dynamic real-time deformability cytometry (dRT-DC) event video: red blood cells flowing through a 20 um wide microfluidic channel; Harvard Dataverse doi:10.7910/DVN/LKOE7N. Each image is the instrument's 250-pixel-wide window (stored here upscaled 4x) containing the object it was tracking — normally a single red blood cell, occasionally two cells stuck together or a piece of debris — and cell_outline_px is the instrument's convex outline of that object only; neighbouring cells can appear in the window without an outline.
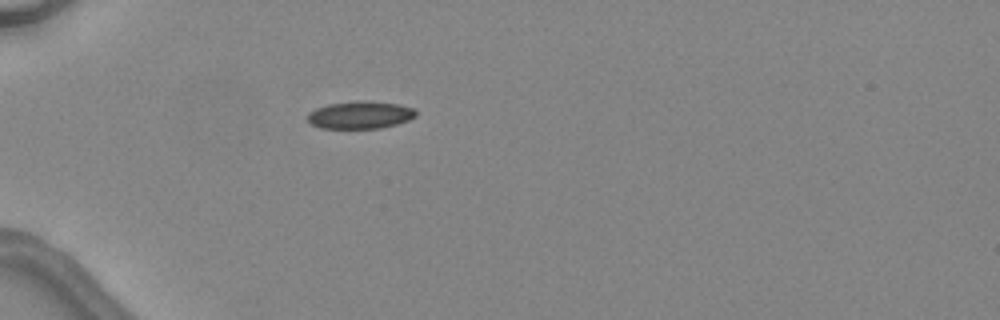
{"species": "common noctule bat (a hibernating species)", "species_latin": "Nyctalus noctula", "temperature_condition": "warm", "stored_images_in_passage": 2, "camera_frame_rate_fps": 3000, "um_per_image_px": 0.085, "animal": {"sex": "female", "body_mass_g": 24.6, "forearm_length_mm": 56.2}, "frame": {"image": 1, "passage_image": 1, "time_ms": 0.0, "image_size_px": [1000, 320], "cell_outline_px": [[416, 116], [408, 120], [396, 124], [380, 128], [320, 128], [312, 124], [308, 120], [308, 112], [316, 108], [328, 104], [360, 100], [396, 104], [416, 108]], "centroid_in_image_um": [30.61, 9.77], "position_along_channel_um": 54.4, "area_um2": 17.28}}